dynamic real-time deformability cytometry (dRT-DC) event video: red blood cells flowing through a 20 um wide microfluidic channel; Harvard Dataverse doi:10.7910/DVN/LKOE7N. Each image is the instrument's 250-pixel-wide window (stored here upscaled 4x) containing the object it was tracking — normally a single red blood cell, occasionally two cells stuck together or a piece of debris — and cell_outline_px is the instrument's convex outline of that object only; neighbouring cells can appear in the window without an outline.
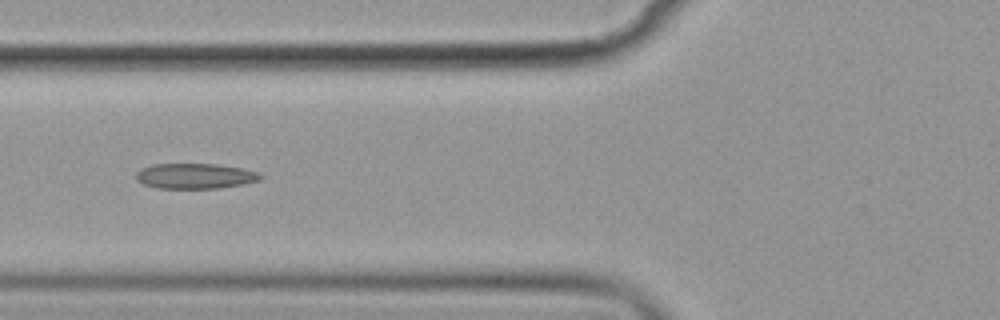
{"species": "common noctule bat (a hibernating species)", "species_latin": "Nyctalus noctula", "temperature_condition": "cold", "stored_images_in_passage": 6, "camera_frame_rate_fps": 3000, "um_per_image_px": 0.085, "animal": {"sex": "female", "body_mass_g": 19.9}, "frame": {"image": 1, "passage_image": 6, "time_ms": 6.0, "image_size_px": [1000, 320], "cell_outline_px": [[264, 176], [260, 180], [244, 184], [216, 188], [156, 188], [144, 184], [136, 180], [136, 172], [140, 168], [152, 164], [216, 164], [240, 168], [260, 172]], "centroid_in_image_um": [16.58, 14.96], "position_along_channel_um": 109.2, "area_um2": 18.44}}